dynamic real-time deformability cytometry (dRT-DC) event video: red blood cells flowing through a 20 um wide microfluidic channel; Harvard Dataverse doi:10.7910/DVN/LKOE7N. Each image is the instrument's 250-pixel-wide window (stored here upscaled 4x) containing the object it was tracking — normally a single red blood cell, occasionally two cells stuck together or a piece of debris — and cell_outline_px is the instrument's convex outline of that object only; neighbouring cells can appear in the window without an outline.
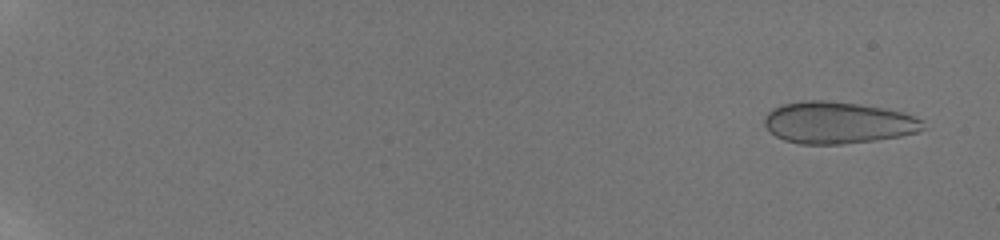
{"species": "human", "species_latin": "Homo sapiens", "temperature_condition": "room temperature", "stored_images_in_passage": 47, "camera_frame_rate_fps": 3000, "um_per_image_px": 0.085, "donor": {"sex": "male"}, "frame": {"image": 1, "passage_image": 4, "time_ms": 1.0, "image_size_px": [1000, 240], "cell_outline_px": [[924, 128], [916, 132], [900, 136], [876, 140], [840, 144], [800, 144], [784, 140], [776, 136], [764, 124], [764, 116], [772, 108], [784, 104], [804, 100], [828, 100], [860, 104], [884, 108], [900, 112], [924, 120]], "centroid_in_image_um": [71.2, 10.42], "position_along_channel_um": 13.8, "area_um2": 38.61}}
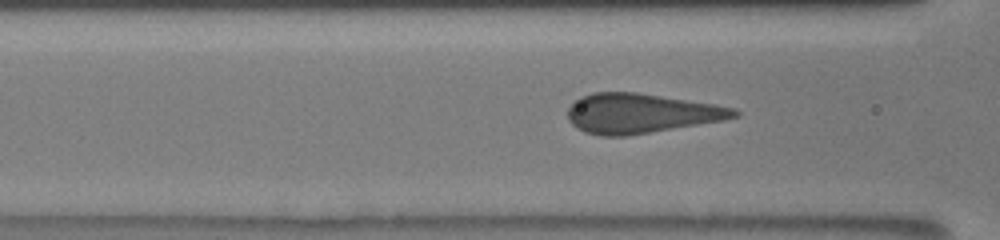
{"frame": {"image": 2, "passage_image": 24, "time_ms": 9.0, "image_size_px": [1000, 240], "cell_outline_px": [[740, 116], [724, 120], [628, 136], [600, 136], [584, 132], [576, 128], [568, 120], [568, 108], [580, 96], [592, 92], [636, 92], [716, 104], [736, 108], [740, 112]], "centroid_in_image_um": [54.48, 9.64], "position_along_channel_um": 112.1, "area_um2": 38.73}}
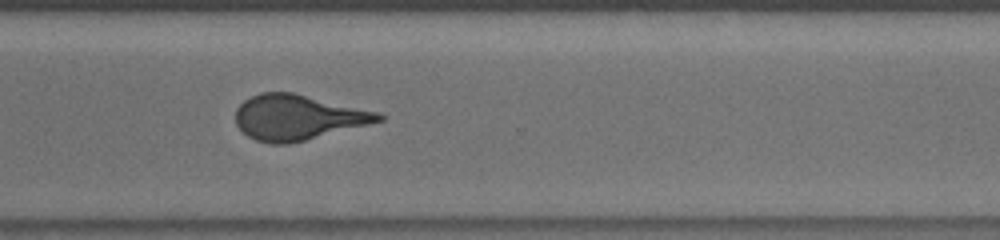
{"frame": {"image": 3, "passage_image": 39, "time_ms": 15.0, "image_size_px": [1000, 240], "cell_outline_px": [[388, 116], [384, 120], [288, 144], [272, 144], [256, 140], [248, 136], [236, 124], [236, 108], [244, 100], [260, 92], [292, 92], [380, 112]], "centroid_in_image_um": [25.32, 9.96], "position_along_channel_um": 345.3, "area_um2": 37.45}, "authors_computed_cell_mechanics": {"area_um2": 37.9168, "velocity_mm_per_s": 3.889, "shape_relaxation_time_tau1_ms": 6.6552, "shape_relaxation_time_tau2_ms": null, "deformation_change_tau1": 0.1281, "deformation_change_tau2": null}}